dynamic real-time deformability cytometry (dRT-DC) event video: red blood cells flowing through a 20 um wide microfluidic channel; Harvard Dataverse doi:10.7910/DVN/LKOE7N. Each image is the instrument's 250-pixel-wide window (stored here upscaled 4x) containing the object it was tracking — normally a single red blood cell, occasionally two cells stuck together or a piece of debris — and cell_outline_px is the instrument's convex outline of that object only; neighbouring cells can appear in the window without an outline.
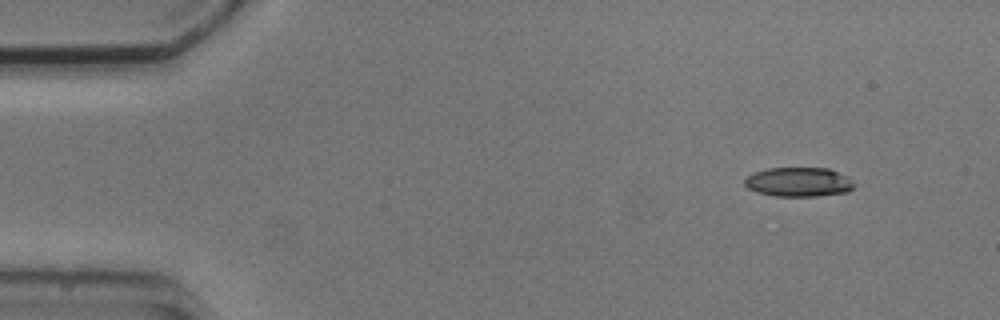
{"species": "common noctule bat (a hibernating species)", "species_latin": "Nyctalus noctula", "temperature_condition": "cold", "stored_images_in_passage": 5, "camera_frame_rate_fps": 3000, "um_per_image_px": 0.085, "animal": {"sex": "male", "body_mass_g": 20.5, "forearm_length_mm": 52.5}, "frame": {"image": 1, "passage_image": 1, "time_ms": 0.0, "image_size_px": [1000, 320], "cell_outline_px": [[856, 184], [848, 192], [816, 196], [772, 196], [756, 192], [748, 188], [744, 184], [744, 180], [752, 172], [768, 168], [828, 168], [848, 176]], "centroid_in_image_um": [67.88, 15.47], "position_along_channel_um": 17.1, "area_um2": 18.9}}